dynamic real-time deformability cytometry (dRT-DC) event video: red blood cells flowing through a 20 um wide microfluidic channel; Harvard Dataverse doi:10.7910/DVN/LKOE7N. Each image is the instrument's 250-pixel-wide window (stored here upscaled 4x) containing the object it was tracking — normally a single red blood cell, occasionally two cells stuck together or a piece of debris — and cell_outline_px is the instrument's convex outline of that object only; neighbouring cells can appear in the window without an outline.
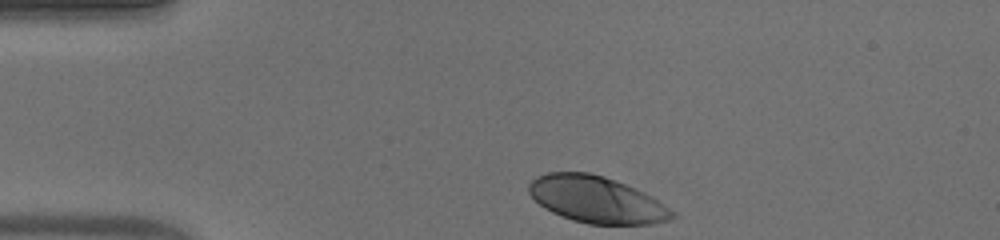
{"species": "human", "species_latin": "Homo sapiens", "temperature_condition": "warm", "stored_images_in_passage": 35, "camera_frame_rate_fps": 3000, "um_per_image_px": 0.085, "donor": {"sex": "male"}, "frame": {"image": 1, "passage_image": 1, "time_ms": 0.0, "image_size_px": [1000, 240], "cell_outline_px": [[676, 216], [668, 220], [652, 224], [588, 224], [572, 220], [552, 212], [544, 208], [528, 192], [528, 184], [536, 176], [548, 172], [588, 172], [604, 176], [636, 188], [652, 196], [676, 212]], "centroid_in_image_um": [50.72, 16.96], "position_along_channel_um": 34.3, "area_um2": 39.02}}
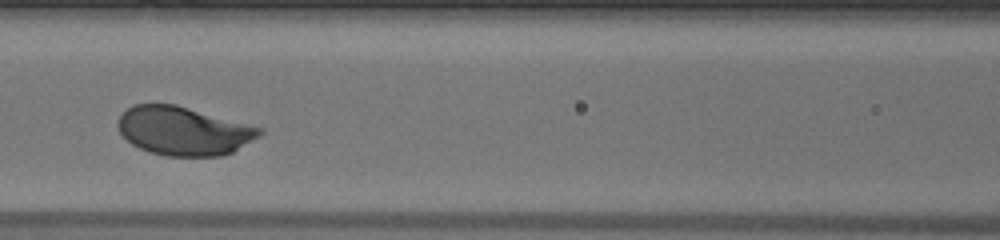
{"frame": {"image": 2, "passage_image": 14, "time_ms": 4.333, "image_size_px": [1000, 240], "cell_outline_px": [[264, 132], [260, 136], [232, 152], [224, 156], [168, 156], [148, 152], [132, 144], [120, 132], [116, 124], [120, 116], [132, 104], [176, 104], [264, 128]], "centroid_in_image_um": [15.62, 11.12], "position_along_channel_um": 151.0, "area_um2": 40.23}}
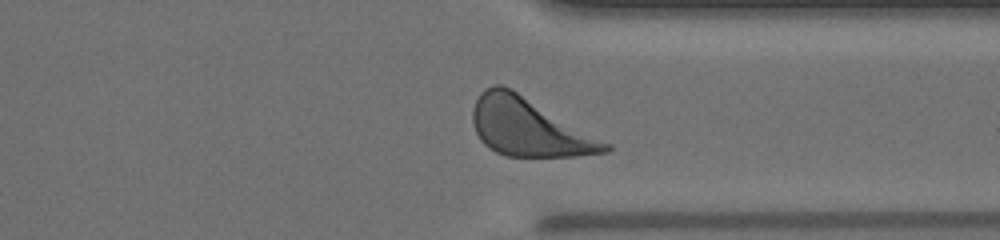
{"frame": {"image": 3, "passage_image": 31, "time_ms": 10.0, "image_size_px": [1000, 240], "cell_outline_px": [[612, 148], [608, 152], [576, 156], [508, 156], [496, 152], [488, 148], [480, 140], [476, 132], [472, 120], [472, 108], [480, 92], [484, 88], [492, 84], [500, 84], [512, 88], [612, 144]], "centroid_in_image_um": [44.95, 10.8], "position_along_channel_um": 366.4, "area_um2": 45.03}, "authors_computed_cell_mechanics": {"area_um2": 40.2288, "velocity_mm_per_s": 3.8101, "shape_relaxation_time_tau1_ms": 1.7778, "shape_relaxation_time_tau2_ms": null, "deformation_change_tau1": 0.1413, "deformation_change_tau2": null}}